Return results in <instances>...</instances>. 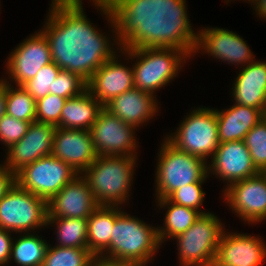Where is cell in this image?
I'll list each match as a JSON object with an SVG mask.
<instances>
[{"mask_svg": "<svg viewBox=\"0 0 266 266\" xmlns=\"http://www.w3.org/2000/svg\"><path fill=\"white\" fill-rule=\"evenodd\" d=\"M82 4V1L52 2L46 25L40 31L49 42L52 62L88 82L117 52L110 39L92 26Z\"/></svg>", "mask_w": 266, "mask_h": 266, "instance_id": "cell-1", "label": "cell"}, {"mask_svg": "<svg viewBox=\"0 0 266 266\" xmlns=\"http://www.w3.org/2000/svg\"><path fill=\"white\" fill-rule=\"evenodd\" d=\"M120 49L119 53L124 50V55L138 61L132 66L134 87L153 95L192 57L190 35L180 23L133 26Z\"/></svg>", "mask_w": 266, "mask_h": 266, "instance_id": "cell-2", "label": "cell"}, {"mask_svg": "<svg viewBox=\"0 0 266 266\" xmlns=\"http://www.w3.org/2000/svg\"><path fill=\"white\" fill-rule=\"evenodd\" d=\"M114 28L122 47L133 26L179 24L186 0H92ZM100 8V9H99Z\"/></svg>", "mask_w": 266, "mask_h": 266, "instance_id": "cell-3", "label": "cell"}, {"mask_svg": "<svg viewBox=\"0 0 266 266\" xmlns=\"http://www.w3.org/2000/svg\"><path fill=\"white\" fill-rule=\"evenodd\" d=\"M157 228L122 211L114 220L110 246L97 260L120 266H146L161 245Z\"/></svg>", "mask_w": 266, "mask_h": 266, "instance_id": "cell-4", "label": "cell"}, {"mask_svg": "<svg viewBox=\"0 0 266 266\" xmlns=\"http://www.w3.org/2000/svg\"><path fill=\"white\" fill-rule=\"evenodd\" d=\"M137 157L98 156L81 174L99 205L120 206L131 190Z\"/></svg>", "mask_w": 266, "mask_h": 266, "instance_id": "cell-5", "label": "cell"}, {"mask_svg": "<svg viewBox=\"0 0 266 266\" xmlns=\"http://www.w3.org/2000/svg\"><path fill=\"white\" fill-rule=\"evenodd\" d=\"M158 152L155 174L157 199L168 198L175 190L198 181H206L208 161L178 150L165 137Z\"/></svg>", "mask_w": 266, "mask_h": 266, "instance_id": "cell-6", "label": "cell"}, {"mask_svg": "<svg viewBox=\"0 0 266 266\" xmlns=\"http://www.w3.org/2000/svg\"><path fill=\"white\" fill-rule=\"evenodd\" d=\"M186 116L176 132L165 138L178 150L204 161L212 158L220 143L215 109L198 107Z\"/></svg>", "mask_w": 266, "mask_h": 266, "instance_id": "cell-7", "label": "cell"}, {"mask_svg": "<svg viewBox=\"0 0 266 266\" xmlns=\"http://www.w3.org/2000/svg\"><path fill=\"white\" fill-rule=\"evenodd\" d=\"M186 9L185 3L180 24L190 35L192 54L201 50L220 61L242 66L256 60L246 41L235 32L217 27L204 28L195 32L190 24V19H188Z\"/></svg>", "mask_w": 266, "mask_h": 266, "instance_id": "cell-8", "label": "cell"}, {"mask_svg": "<svg viewBox=\"0 0 266 266\" xmlns=\"http://www.w3.org/2000/svg\"><path fill=\"white\" fill-rule=\"evenodd\" d=\"M47 201L22 189L16 182L0 199V228L29 233L47 227ZM33 229V230H32Z\"/></svg>", "mask_w": 266, "mask_h": 266, "instance_id": "cell-9", "label": "cell"}, {"mask_svg": "<svg viewBox=\"0 0 266 266\" xmlns=\"http://www.w3.org/2000/svg\"><path fill=\"white\" fill-rule=\"evenodd\" d=\"M224 229L217 216L208 211L187 231L173 238L177 242L181 266H209L215 260Z\"/></svg>", "mask_w": 266, "mask_h": 266, "instance_id": "cell-10", "label": "cell"}, {"mask_svg": "<svg viewBox=\"0 0 266 266\" xmlns=\"http://www.w3.org/2000/svg\"><path fill=\"white\" fill-rule=\"evenodd\" d=\"M76 175L67 163L50 154L25 166L15 175V182L48 202Z\"/></svg>", "mask_w": 266, "mask_h": 266, "instance_id": "cell-11", "label": "cell"}, {"mask_svg": "<svg viewBox=\"0 0 266 266\" xmlns=\"http://www.w3.org/2000/svg\"><path fill=\"white\" fill-rule=\"evenodd\" d=\"M135 129L103 108L89 131L98 156L137 157Z\"/></svg>", "mask_w": 266, "mask_h": 266, "instance_id": "cell-12", "label": "cell"}, {"mask_svg": "<svg viewBox=\"0 0 266 266\" xmlns=\"http://www.w3.org/2000/svg\"><path fill=\"white\" fill-rule=\"evenodd\" d=\"M224 199L230 209L246 223H259L266 219V175L255 176L230 184L224 190Z\"/></svg>", "mask_w": 266, "mask_h": 266, "instance_id": "cell-13", "label": "cell"}, {"mask_svg": "<svg viewBox=\"0 0 266 266\" xmlns=\"http://www.w3.org/2000/svg\"><path fill=\"white\" fill-rule=\"evenodd\" d=\"M52 62L49 42L41 32H36L24 39L7 60L6 71L16 86H23L36 76L38 71Z\"/></svg>", "mask_w": 266, "mask_h": 266, "instance_id": "cell-14", "label": "cell"}, {"mask_svg": "<svg viewBox=\"0 0 266 266\" xmlns=\"http://www.w3.org/2000/svg\"><path fill=\"white\" fill-rule=\"evenodd\" d=\"M56 126L31 122L26 134L7 149L5 167L16 175L30 163L52 153Z\"/></svg>", "mask_w": 266, "mask_h": 266, "instance_id": "cell-15", "label": "cell"}, {"mask_svg": "<svg viewBox=\"0 0 266 266\" xmlns=\"http://www.w3.org/2000/svg\"><path fill=\"white\" fill-rule=\"evenodd\" d=\"M210 162L208 174L213 172V175H217L219 179L226 180V187L260 173L244 140L219 143Z\"/></svg>", "mask_w": 266, "mask_h": 266, "instance_id": "cell-16", "label": "cell"}, {"mask_svg": "<svg viewBox=\"0 0 266 266\" xmlns=\"http://www.w3.org/2000/svg\"><path fill=\"white\" fill-rule=\"evenodd\" d=\"M99 206L86 179L78 174L47 202L48 218L87 219Z\"/></svg>", "mask_w": 266, "mask_h": 266, "instance_id": "cell-17", "label": "cell"}, {"mask_svg": "<svg viewBox=\"0 0 266 266\" xmlns=\"http://www.w3.org/2000/svg\"><path fill=\"white\" fill-rule=\"evenodd\" d=\"M51 154L77 174H82L98 157L89 130L61 127H56Z\"/></svg>", "mask_w": 266, "mask_h": 266, "instance_id": "cell-18", "label": "cell"}, {"mask_svg": "<svg viewBox=\"0 0 266 266\" xmlns=\"http://www.w3.org/2000/svg\"><path fill=\"white\" fill-rule=\"evenodd\" d=\"M223 231L215 262L224 266H262L266 260V243L251 234Z\"/></svg>", "mask_w": 266, "mask_h": 266, "instance_id": "cell-19", "label": "cell"}, {"mask_svg": "<svg viewBox=\"0 0 266 266\" xmlns=\"http://www.w3.org/2000/svg\"><path fill=\"white\" fill-rule=\"evenodd\" d=\"M117 56L105 61L87 82V89L103 106L134 87L133 67L119 63Z\"/></svg>", "mask_w": 266, "mask_h": 266, "instance_id": "cell-20", "label": "cell"}, {"mask_svg": "<svg viewBox=\"0 0 266 266\" xmlns=\"http://www.w3.org/2000/svg\"><path fill=\"white\" fill-rule=\"evenodd\" d=\"M155 98L153 94L133 87L113 98L104 108L124 123L139 127L158 112Z\"/></svg>", "mask_w": 266, "mask_h": 266, "instance_id": "cell-21", "label": "cell"}, {"mask_svg": "<svg viewBox=\"0 0 266 266\" xmlns=\"http://www.w3.org/2000/svg\"><path fill=\"white\" fill-rule=\"evenodd\" d=\"M233 84L234 102L243 106L266 108V62L253 61L240 70Z\"/></svg>", "mask_w": 266, "mask_h": 266, "instance_id": "cell-22", "label": "cell"}, {"mask_svg": "<svg viewBox=\"0 0 266 266\" xmlns=\"http://www.w3.org/2000/svg\"><path fill=\"white\" fill-rule=\"evenodd\" d=\"M215 111L220 143L244 140L246 134L264 118L260 109L237 103L225 111Z\"/></svg>", "mask_w": 266, "mask_h": 266, "instance_id": "cell-23", "label": "cell"}, {"mask_svg": "<svg viewBox=\"0 0 266 266\" xmlns=\"http://www.w3.org/2000/svg\"><path fill=\"white\" fill-rule=\"evenodd\" d=\"M103 108L104 106L86 89L80 95L65 101L60 116V127L90 130Z\"/></svg>", "mask_w": 266, "mask_h": 266, "instance_id": "cell-24", "label": "cell"}, {"mask_svg": "<svg viewBox=\"0 0 266 266\" xmlns=\"http://www.w3.org/2000/svg\"><path fill=\"white\" fill-rule=\"evenodd\" d=\"M119 207L100 205L87 218L88 249L96 258L110 246L114 220L122 212Z\"/></svg>", "mask_w": 266, "mask_h": 266, "instance_id": "cell-25", "label": "cell"}, {"mask_svg": "<svg viewBox=\"0 0 266 266\" xmlns=\"http://www.w3.org/2000/svg\"><path fill=\"white\" fill-rule=\"evenodd\" d=\"M157 203L161 208H167L164 227L157 228L158 239L160 244L164 243L167 238H175L176 236L187 231L194 222L201 216L200 211L181 206L171 202L168 198L157 199Z\"/></svg>", "mask_w": 266, "mask_h": 266, "instance_id": "cell-26", "label": "cell"}, {"mask_svg": "<svg viewBox=\"0 0 266 266\" xmlns=\"http://www.w3.org/2000/svg\"><path fill=\"white\" fill-rule=\"evenodd\" d=\"M20 238L13 239L11 246L10 261L13 258L14 262L19 266H41L45 259L49 243L42 237L29 233Z\"/></svg>", "mask_w": 266, "mask_h": 266, "instance_id": "cell-27", "label": "cell"}, {"mask_svg": "<svg viewBox=\"0 0 266 266\" xmlns=\"http://www.w3.org/2000/svg\"><path fill=\"white\" fill-rule=\"evenodd\" d=\"M57 231L56 246L88 248L87 242V219L85 218H48L47 226L54 224Z\"/></svg>", "mask_w": 266, "mask_h": 266, "instance_id": "cell-28", "label": "cell"}, {"mask_svg": "<svg viewBox=\"0 0 266 266\" xmlns=\"http://www.w3.org/2000/svg\"><path fill=\"white\" fill-rule=\"evenodd\" d=\"M5 81L6 114L26 122L36 121V100L22 87ZM12 85V86H11Z\"/></svg>", "mask_w": 266, "mask_h": 266, "instance_id": "cell-29", "label": "cell"}, {"mask_svg": "<svg viewBox=\"0 0 266 266\" xmlns=\"http://www.w3.org/2000/svg\"><path fill=\"white\" fill-rule=\"evenodd\" d=\"M97 258L88 248L50 246L41 266H92Z\"/></svg>", "mask_w": 266, "mask_h": 266, "instance_id": "cell-30", "label": "cell"}, {"mask_svg": "<svg viewBox=\"0 0 266 266\" xmlns=\"http://www.w3.org/2000/svg\"><path fill=\"white\" fill-rule=\"evenodd\" d=\"M244 142L260 172L266 170V120L263 118L245 136Z\"/></svg>", "mask_w": 266, "mask_h": 266, "instance_id": "cell-31", "label": "cell"}, {"mask_svg": "<svg viewBox=\"0 0 266 266\" xmlns=\"http://www.w3.org/2000/svg\"><path fill=\"white\" fill-rule=\"evenodd\" d=\"M61 69L51 62L43 66L35 77L27 81L22 87L35 99L45 97L52 89L53 81Z\"/></svg>", "mask_w": 266, "mask_h": 266, "instance_id": "cell-32", "label": "cell"}, {"mask_svg": "<svg viewBox=\"0 0 266 266\" xmlns=\"http://www.w3.org/2000/svg\"><path fill=\"white\" fill-rule=\"evenodd\" d=\"M87 89V82L78 74L61 69L53 81L50 93L63 98L80 95Z\"/></svg>", "mask_w": 266, "mask_h": 266, "instance_id": "cell-33", "label": "cell"}, {"mask_svg": "<svg viewBox=\"0 0 266 266\" xmlns=\"http://www.w3.org/2000/svg\"><path fill=\"white\" fill-rule=\"evenodd\" d=\"M67 99L48 93L36 100V121L60 127V116Z\"/></svg>", "mask_w": 266, "mask_h": 266, "instance_id": "cell-34", "label": "cell"}, {"mask_svg": "<svg viewBox=\"0 0 266 266\" xmlns=\"http://www.w3.org/2000/svg\"><path fill=\"white\" fill-rule=\"evenodd\" d=\"M203 182L205 181L185 185L175 190L168 199L175 204L200 211L201 214H206L207 211L199 210L205 197V192L201 188Z\"/></svg>", "mask_w": 266, "mask_h": 266, "instance_id": "cell-35", "label": "cell"}, {"mask_svg": "<svg viewBox=\"0 0 266 266\" xmlns=\"http://www.w3.org/2000/svg\"><path fill=\"white\" fill-rule=\"evenodd\" d=\"M30 123L5 113L0 120V141L9 148L26 134Z\"/></svg>", "mask_w": 266, "mask_h": 266, "instance_id": "cell-36", "label": "cell"}, {"mask_svg": "<svg viewBox=\"0 0 266 266\" xmlns=\"http://www.w3.org/2000/svg\"><path fill=\"white\" fill-rule=\"evenodd\" d=\"M12 240L11 232L0 228V266L7 265L10 261Z\"/></svg>", "mask_w": 266, "mask_h": 266, "instance_id": "cell-37", "label": "cell"}, {"mask_svg": "<svg viewBox=\"0 0 266 266\" xmlns=\"http://www.w3.org/2000/svg\"><path fill=\"white\" fill-rule=\"evenodd\" d=\"M15 175L8 170L4 163L0 164V199L14 185Z\"/></svg>", "mask_w": 266, "mask_h": 266, "instance_id": "cell-38", "label": "cell"}, {"mask_svg": "<svg viewBox=\"0 0 266 266\" xmlns=\"http://www.w3.org/2000/svg\"><path fill=\"white\" fill-rule=\"evenodd\" d=\"M247 1V0H246ZM251 1V6L252 4L254 9L256 10V13L258 14V16L262 19L266 18V0H248V2Z\"/></svg>", "mask_w": 266, "mask_h": 266, "instance_id": "cell-39", "label": "cell"}, {"mask_svg": "<svg viewBox=\"0 0 266 266\" xmlns=\"http://www.w3.org/2000/svg\"><path fill=\"white\" fill-rule=\"evenodd\" d=\"M6 113L5 81L0 79V120Z\"/></svg>", "mask_w": 266, "mask_h": 266, "instance_id": "cell-40", "label": "cell"}, {"mask_svg": "<svg viewBox=\"0 0 266 266\" xmlns=\"http://www.w3.org/2000/svg\"><path fill=\"white\" fill-rule=\"evenodd\" d=\"M92 266H117V265L109 264V263H105V262H101L97 260Z\"/></svg>", "mask_w": 266, "mask_h": 266, "instance_id": "cell-41", "label": "cell"}, {"mask_svg": "<svg viewBox=\"0 0 266 266\" xmlns=\"http://www.w3.org/2000/svg\"><path fill=\"white\" fill-rule=\"evenodd\" d=\"M73 1H82V0H52V2H73Z\"/></svg>", "mask_w": 266, "mask_h": 266, "instance_id": "cell-42", "label": "cell"}, {"mask_svg": "<svg viewBox=\"0 0 266 266\" xmlns=\"http://www.w3.org/2000/svg\"><path fill=\"white\" fill-rule=\"evenodd\" d=\"M209 266H224V265L217 264L215 261H213Z\"/></svg>", "mask_w": 266, "mask_h": 266, "instance_id": "cell-43", "label": "cell"}, {"mask_svg": "<svg viewBox=\"0 0 266 266\" xmlns=\"http://www.w3.org/2000/svg\"><path fill=\"white\" fill-rule=\"evenodd\" d=\"M264 119L266 120V108H265V111H264Z\"/></svg>", "mask_w": 266, "mask_h": 266, "instance_id": "cell-44", "label": "cell"}]
</instances>
